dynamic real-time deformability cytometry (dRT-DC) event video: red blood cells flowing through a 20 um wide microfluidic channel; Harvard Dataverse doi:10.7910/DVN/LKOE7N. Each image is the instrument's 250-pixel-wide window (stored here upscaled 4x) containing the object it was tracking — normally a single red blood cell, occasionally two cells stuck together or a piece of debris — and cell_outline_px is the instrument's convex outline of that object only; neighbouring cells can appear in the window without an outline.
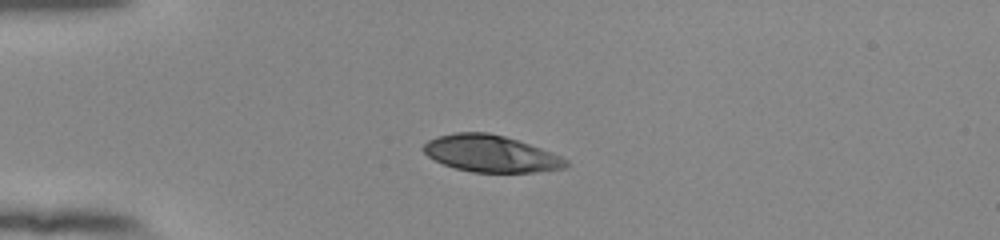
{"species": "human", "species_latin": "Homo sapiens", "temperature_condition": "room temperature", "stored_images_in_passage": 40, "camera_frame_rate_fps": 3000, "um_per_image_px": 0.085, "donor": {"sex": "female"}, "frame": {"image": 1, "passage_image": 1, "time_ms": 0.0, "image_size_px": [1000, 240], "cell_outline_px": [[568, 164], [564, 168], [536, 172], [472, 172], [456, 168], [444, 164], [428, 156], [420, 148], [428, 140], [436, 136], [456, 132], [488, 132], [504, 136], [540, 148], [560, 156], [568, 160]], "centroid_in_image_um": [41.68, 13.05], "position_along_channel_um": 43.3, "area_um2": 30.35}}
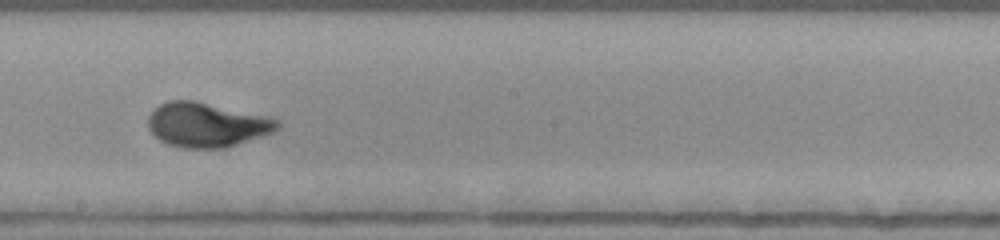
{"frame": {"image": 2, "passage_image": 18, "time_ms": 5.667, "image_size_px": [1000, 240], "cell_outline_px": [[280, 128], [272, 132], [224, 148], [184, 148], [168, 144], [160, 140], [148, 128], [148, 116], [152, 108], [168, 100], [192, 100], [268, 116], [280, 120]], "centroid_in_image_um": [17.55, 10.59], "position_along_channel_um": 230.7, "area_um2": 33.41}}
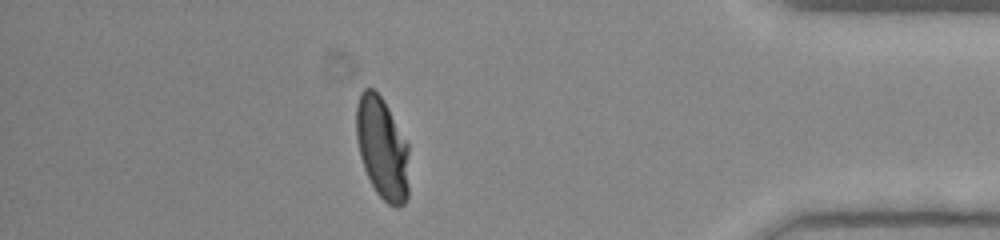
{"frame": {"image": 3, "passage_image": 34, "time_ms": 11.0, "image_size_px": [1000, 240], "cell_outline_px": [[408, 196], [404, 204], [400, 208], [396, 208], [388, 204], [376, 192], [364, 168], [360, 156], [356, 140], [356, 104], [360, 92], [364, 88], [372, 88], [384, 100], [408, 144]], "centroid_in_image_um": [32.48, 12.6], "position_along_channel_um": 402.7, "area_um2": 31.56}, "authors_computed_cell_mechanics": {"area_um2": 32.1368, "velocity_mm_per_s": 3.8705, "shape_relaxation_time_tau1_ms": 3.5367, "shape_relaxation_time_tau2_ms": null, "deformation_change_tau1": 0.2113, "deformation_change_tau2": null}}